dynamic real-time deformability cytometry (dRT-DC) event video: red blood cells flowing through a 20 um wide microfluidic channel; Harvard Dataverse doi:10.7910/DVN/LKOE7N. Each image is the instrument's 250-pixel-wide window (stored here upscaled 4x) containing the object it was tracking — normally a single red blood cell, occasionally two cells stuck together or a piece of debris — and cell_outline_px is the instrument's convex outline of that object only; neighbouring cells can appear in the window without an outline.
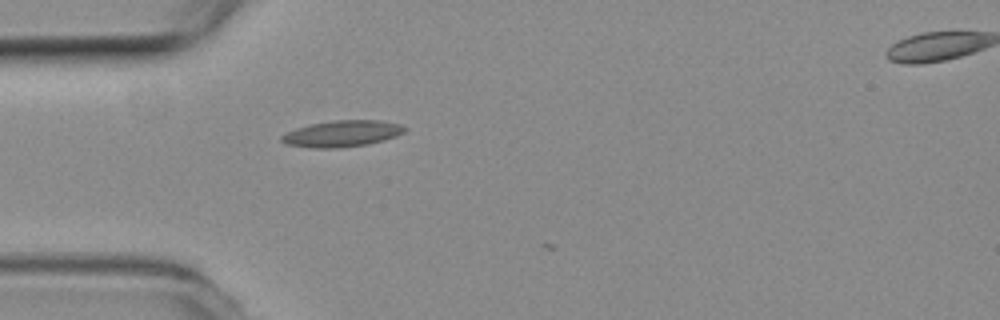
{"species": "common noctule bat (a hibernating species)", "species_latin": "Nyctalus noctula", "temperature_condition": "room temperature", "stored_images_in_passage": 5, "camera_frame_rate_fps": 3000, "um_per_image_px": 0.085, "animal": {"sex": "female", "body_mass_g": 19.3, "forearm_length_mm": 54.1}, "frame": {"image": 1, "passage_image": 4, "time_ms": 1.0, "image_size_px": [1000, 320], "cell_outline_px": [[408, 128], [404, 132], [396, 136], [384, 140], [368, 144], [336, 148], [312, 148], [288, 144], [280, 140], [280, 136], [296, 128], [308, 124], [332, 120], [380, 120], [400, 124]], "centroid_in_image_um": [29.09, 11.35], "position_along_channel_um": 55.9, "area_um2": 18.96}}